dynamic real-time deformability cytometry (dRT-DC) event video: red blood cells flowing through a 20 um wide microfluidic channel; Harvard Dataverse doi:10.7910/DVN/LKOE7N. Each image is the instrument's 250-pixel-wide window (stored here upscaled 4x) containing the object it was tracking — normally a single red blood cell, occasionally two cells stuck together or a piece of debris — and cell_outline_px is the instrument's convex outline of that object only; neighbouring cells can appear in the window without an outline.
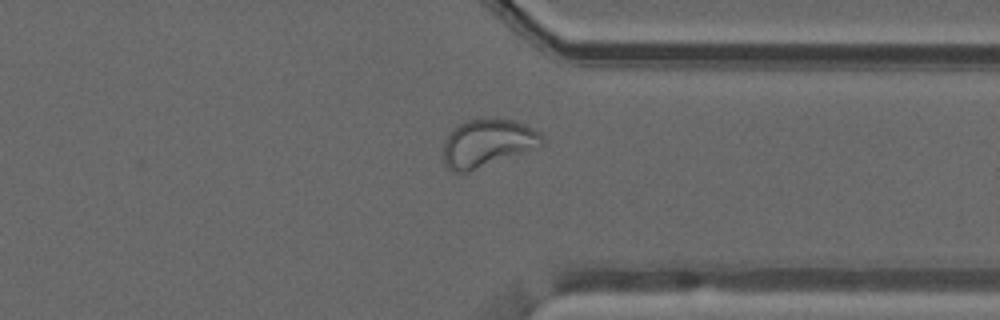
{"species": "common noctule bat (a hibernating species)", "species_latin": "Nyctalus noctula", "temperature_condition": "warm", "stored_images_in_passage": 47, "camera_frame_rate_fps": 3000, "um_per_image_px": 0.085, "animal": {"sex": "male", "forearm_length_mm": 52.5}, "frame": {"image": 1, "passage_image": 35, "time_ms": 11.333, "image_size_px": [1000, 320], "cell_outline_px": [[544, 144], [468, 172], [452, 172], [444, 164], [444, 140], [452, 128], [456, 124], [464, 120], [512, 120], [524, 124], [540, 132], [544, 136]], "centroid_in_image_um": [41.39, 12.16], "position_along_channel_um": 370.0, "area_um2": 27.05}}
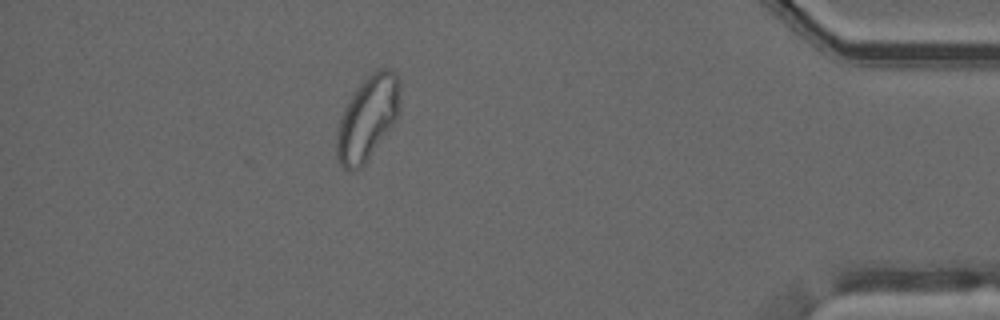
{"frame": {"image": 2, "passage_image": 41, "time_ms": 13.333, "image_size_px": [1000, 320], "cell_outline_px": [[400, 108], [396, 120], [364, 164], [348, 172], [336, 160], [336, 132], [340, 116], [352, 92], [372, 72], [380, 68], [392, 68], [396, 72], [400, 80]], "centroid_in_image_um": [31.24, 10.0], "position_along_channel_um": 404.0, "area_um2": 31.33}}